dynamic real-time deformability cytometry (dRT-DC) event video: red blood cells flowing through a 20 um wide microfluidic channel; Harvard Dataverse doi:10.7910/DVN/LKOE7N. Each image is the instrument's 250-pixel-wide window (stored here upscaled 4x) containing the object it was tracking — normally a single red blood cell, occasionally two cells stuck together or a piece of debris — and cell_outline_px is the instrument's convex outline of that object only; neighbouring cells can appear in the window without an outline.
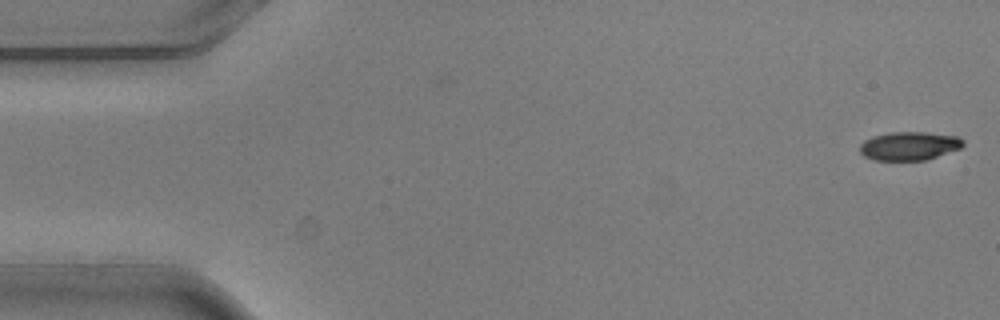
{"species": "common noctule bat (a hibernating species)", "species_latin": "Nyctalus noctula", "temperature_condition": "warm", "stored_images_in_passage": 2, "camera_frame_rate_fps": 3000, "um_per_image_px": 0.085, "animal": {"sex": "male", "body_mass_g": 20.5, "forearm_length_mm": 52.5}, "frame": {"image": 1, "passage_image": 2, "time_ms": 0.333, "image_size_px": [1000, 320], "cell_outline_px": [[964, 144], [960, 148], [928, 160], [876, 160], [864, 156], [860, 152], [860, 144], [864, 140], [872, 136], [892, 132], [924, 132], [956, 136], [964, 140]], "centroid_in_image_um": [77.28, 12.4], "position_along_channel_um": 7.7, "area_um2": 17.17}}